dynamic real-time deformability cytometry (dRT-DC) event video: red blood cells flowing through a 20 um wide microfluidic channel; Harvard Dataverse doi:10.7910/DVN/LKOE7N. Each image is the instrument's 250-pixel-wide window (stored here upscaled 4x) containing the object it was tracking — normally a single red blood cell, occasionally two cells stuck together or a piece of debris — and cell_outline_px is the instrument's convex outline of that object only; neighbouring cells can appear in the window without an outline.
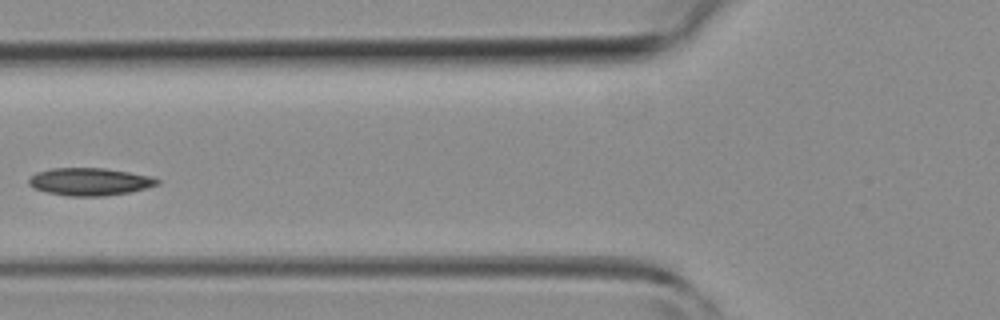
{"species": "common noctule bat (a hibernating species)", "species_latin": "Nyctalus noctula", "temperature_condition": "room temperature", "stored_images_in_passage": 5, "camera_frame_rate_fps": 3000, "um_per_image_px": 0.085, "animal": {"sex": "female", "body_mass_g": 19.3, "forearm_length_mm": 54.1}, "frame": {"image": 1, "passage_image": 5, "time_ms": 4.667, "image_size_px": [1000, 320], "cell_outline_px": [[160, 184], [128, 192], [104, 196], [68, 196], [48, 192], [32, 188], [28, 184], [28, 176], [36, 172], [52, 168], [104, 168], [152, 176], [160, 180]], "centroid_in_image_um": [7.58, 15.44], "position_along_channel_um": 118.2, "area_um2": 20.69}}